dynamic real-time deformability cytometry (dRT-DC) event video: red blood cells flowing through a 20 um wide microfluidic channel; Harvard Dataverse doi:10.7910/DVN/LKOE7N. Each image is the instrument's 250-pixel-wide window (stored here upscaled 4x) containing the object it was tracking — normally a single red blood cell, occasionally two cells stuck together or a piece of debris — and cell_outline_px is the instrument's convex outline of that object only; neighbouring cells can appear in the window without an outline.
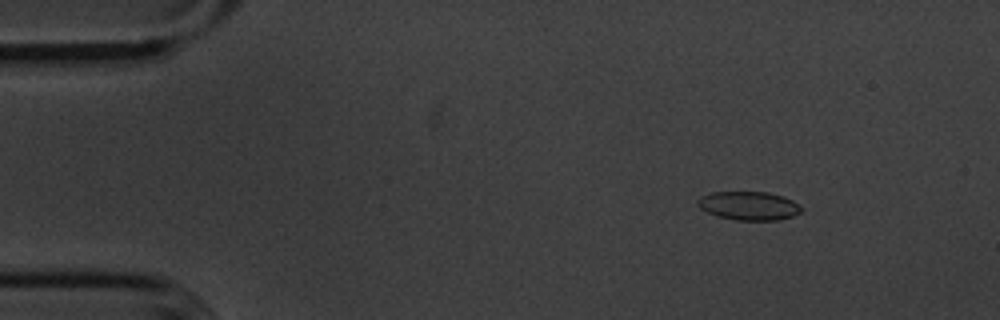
{"species": "common noctule bat (a hibernating species)", "species_latin": "Nyctalus noctula", "temperature_condition": "cold", "stored_images_in_passage": 18, "camera_frame_rate_fps": 3000, "um_per_image_px": 0.085, "animal": {"sex": "male", "body_mass_g": 20.1, "forearm_length_mm": 53.5}, "frame": {"image": 1, "passage_image": 8, "time_ms": 2.333, "image_size_px": [1000, 320], "cell_outline_px": [[804, 208], [800, 212], [792, 216], [780, 220], [736, 220], [716, 216], [700, 208], [696, 204], [696, 200], [700, 196], [712, 192], [768, 192], [784, 196], [800, 204]], "centroid_in_image_um": [63.66, 17.48], "position_along_channel_um": 21.3, "area_um2": 17.51}}